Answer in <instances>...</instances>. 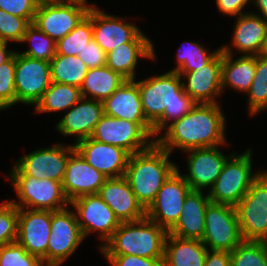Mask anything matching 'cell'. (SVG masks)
Wrapping results in <instances>:
<instances>
[{
	"label": "cell",
	"instance_id": "836d02e7",
	"mask_svg": "<svg viewBox=\"0 0 267 266\" xmlns=\"http://www.w3.org/2000/svg\"><path fill=\"white\" fill-rule=\"evenodd\" d=\"M247 96L248 115L257 116L267 111V57L256 56V72Z\"/></svg>",
	"mask_w": 267,
	"mask_h": 266
},
{
	"label": "cell",
	"instance_id": "f35d334b",
	"mask_svg": "<svg viewBox=\"0 0 267 266\" xmlns=\"http://www.w3.org/2000/svg\"><path fill=\"white\" fill-rule=\"evenodd\" d=\"M18 207L8 199L0 202V247L17 241Z\"/></svg>",
	"mask_w": 267,
	"mask_h": 266
},
{
	"label": "cell",
	"instance_id": "52a82bcc",
	"mask_svg": "<svg viewBox=\"0 0 267 266\" xmlns=\"http://www.w3.org/2000/svg\"><path fill=\"white\" fill-rule=\"evenodd\" d=\"M235 210L242 239L267 242V169L251 183Z\"/></svg>",
	"mask_w": 267,
	"mask_h": 266
},
{
	"label": "cell",
	"instance_id": "8d00e7d4",
	"mask_svg": "<svg viewBox=\"0 0 267 266\" xmlns=\"http://www.w3.org/2000/svg\"><path fill=\"white\" fill-rule=\"evenodd\" d=\"M230 266H267V242L243 240L230 252Z\"/></svg>",
	"mask_w": 267,
	"mask_h": 266
},
{
	"label": "cell",
	"instance_id": "e575fe53",
	"mask_svg": "<svg viewBox=\"0 0 267 266\" xmlns=\"http://www.w3.org/2000/svg\"><path fill=\"white\" fill-rule=\"evenodd\" d=\"M93 40L92 6L87 16L66 36L56 42V54L77 56Z\"/></svg>",
	"mask_w": 267,
	"mask_h": 266
},
{
	"label": "cell",
	"instance_id": "bcb514c9",
	"mask_svg": "<svg viewBox=\"0 0 267 266\" xmlns=\"http://www.w3.org/2000/svg\"><path fill=\"white\" fill-rule=\"evenodd\" d=\"M204 266H230V252L208 249Z\"/></svg>",
	"mask_w": 267,
	"mask_h": 266
},
{
	"label": "cell",
	"instance_id": "7c38bea8",
	"mask_svg": "<svg viewBox=\"0 0 267 266\" xmlns=\"http://www.w3.org/2000/svg\"><path fill=\"white\" fill-rule=\"evenodd\" d=\"M74 210L69 206L51 211V230L47 246V265L62 266L84 241Z\"/></svg>",
	"mask_w": 267,
	"mask_h": 266
},
{
	"label": "cell",
	"instance_id": "30bf717a",
	"mask_svg": "<svg viewBox=\"0 0 267 266\" xmlns=\"http://www.w3.org/2000/svg\"><path fill=\"white\" fill-rule=\"evenodd\" d=\"M74 150L72 143L65 145L55 142L51 146L39 147L19 157L13 165L25 176L62 183L69 156Z\"/></svg>",
	"mask_w": 267,
	"mask_h": 266
},
{
	"label": "cell",
	"instance_id": "277c9868",
	"mask_svg": "<svg viewBox=\"0 0 267 266\" xmlns=\"http://www.w3.org/2000/svg\"><path fill=\"white\" fill-rule=\"evenodd\" d=\"M168 232L151 221L142 219L121 222L112 237L99 249L101 255H135L145 258H164Z\"/></svg>",
	"mask_w": 267,
	"mask_h": 266
},
{
	"label": "cell",
	"instance_id": "9c48e42d",
	"mask_svg": "<svg viewBox=\"0 0 267 266\" xmlns=\"http://www.w3.org/2000/svg\"><path fill=\"white\" fill-rule=\"evenodd\" d=\"M84 239L97 234L100 241L98 249L112 237L121 222L112 209L97 195H83L70 202Z\"/></svg>",
	"mask_w": 267,
	"mask_h": 266
},
{
	"label": "cell",
	"instance_id": "d4e9b609",
	"mask_svg": "<svg viewBox=\"0 0 267 266\" xmlns=\"http://www.w3.org/2000/svg\"><path fill=\"white\" fill-rule=\"evenodd\" d=\"M97 195L112 209L120 222H131L146 216L124 176L107 178Z\"/></svg>",
	"mask_w": 267,
	"mask_h": 266
},
{
	"label": "cell",
	"instance_id": "5b68a950",
	"mask_svg": "<svg viewBox=\"0 0 267 266\" xmlns=\"http://www.w3.org/2000/svg\"><path fill=\"white\" fill-rule=\"evenodd\" d=\"M253 150L234 151L224 163L221 173L208 191L211 202L236 206L263 170H253Z\"/></svg>",
	"mask_w": 267,
	"mask_h": 266
},
{
	"label": "cell",
	"instance_id": "44dd1931",
	"mask_svg": "<svg viewBox=\"0 0 267 266\" xmlns=\"http://www.w3.org/2000/svg\"><path fill=\"white\" fill-rule=\"evenodd\" d=\"M74 146L85 161L106 178L124 176L131 155L125 149L92 138L80 140Z\"/></svg>",
	"mask_w": 267,
	"mask_h": 266
},
{
	"label": "cell",
	"instance_id": "ac0fdd59",
	"mask_svg": "<svg viewBox=\"0 0 267 266\" xmlns=\"http://www.w3.org/2000/svg\"><path fill=\"white\" fill-rule=\"evenodd\" d=\"M51 230V211L18 208L17 242L47 265V246Z\"/></svg>",
	"mask_w": 267,
	"mask_h": 266
},
{
	"label": "cell",
	"instance_id": "c3c4849f",
	"mask_svg": "<svg viewBox=\"0 0 267 266\" xmlns=\"http://www.w3.org/2000/svg\"><path fill=\"white\" fill-rule=\"evenodd\" d=\"M251 4L252 6L256 9V11L254 10H250V12L263 17L265 20H267V0H251Z\"/></svg>",
	"mask_w": 267,
	"mask_h": 266
},
{
	"label": "cell",
	"instance_id": "83f0119b",
	"mask_svg": "<svg viewBox=\"0 0 267 266\" xmlns=\"http://www.w3.org/2000/svg\"><path fill=\"white\" fill-rule=\"evenodd\" d=\"M234 56L222 52V91L247 94L256 72V56Z\"/></svg>",
	"mask_w": 267,
	"mask_h": 266
},
{
	"label": "cell",
	"instance_id": "d590c367",
	"mask_svg": "<svg viewBox=\"0 0 267 266\" xmlns=\"http://www.w3.org/2000/svg\"><path fill=\"white\" fill-rule=\"evenodd\" d=\"M23 44L30 46L26 50H21V54L26 55L33 59L50 62L56 55V41L42 32L35 24L31 23L24 34L22 41Z\"/></svg>",
	"mask_w": 267,
	"mask_h": 266
},
{
	"label": "cell",
	"instance_id": "ee69618b",
	"mask_svg": "<svg viewBox=\"0 0 267 266\" xmlns=\"http://www.w3.org/2000/svg\"><path fill=\"white\" fill-rule=\"evenodd\" d=\"M78 57L86 64L88 69L106 65V52L93 39L79 52Z\"/></svg>",
	"mask_w": 267,
	"mask_h": 266
},
{
	"label": "cell",
	"instance_id": "ab89813d",
	"mask_svg": "<svg viewBox=\"0 0 267 266\" xmlns=\"http://www.w3.org/2000/svg\"><path fill=\"white\" fill-rule=\"evenodd\" d=\"M0 266H44L42 260L26 251L17 241L0 247Z\"/></svg>",
	"mask_w": 267,
	"mask_h": 266
},
{
	"label": "cell",
	"instance_id": "7402d4cb",
	"mask_svg": "<svg viewBox=\"0 0 267 266\" xmlns=\"http://www.w3.org/2000/svg\"><path fill=\"white\" fill-rule=\"evenodd\" d=\"M66 113V114H65ZM55 124L54 130L64 137H73L72 144L90 138L103 113L100 101L81 98Z\"/></svg>",
	"mask_w": 267,
	"mask_h": 266
},
{
	"label": "cell",
	"instance_id": "2e32d148",
	"mask_svg": "<svg viewBox=\"0 0 267 266\" xmlns=\"http://www.w3.org/2000/svg\"><path fill=\"white\" fill-rule=\"evenodd\" d=\"M222 146L228 147V144L195 148L183 152L184 155H188L185 158L187 172L184 171L183 173L179 166H177V170L184 177L191 190L204 192L206 190L208 192L212 188L227 158L234 152L223 153Z\"/></svg>",
	"mask_w": 267,
	"mask_h": 266
},
{
	"label": "cell",
	"instance_id": "d6a6232c",
	"mask_svg": "<svg viewBox=\"0 0 267 266\" xmlns=\"http://www.w3.org/2000/svg\"><path fill=\"white\" fill-rule=\"evenodd\" d=\"M175 58L176 66L169 71L190 72L197 70L209 63L220 51L221 46L210 51L205 45L195 41H184L178 46Z\"/></svg>",
	"mask_w": 267,
	"mask_h": 266
},
{
	"label": "cell",
	"instance_id": "e0dca14e",
	"mask_svg": "<svg viewBox=\"0 0 267 266\" xmlns=\"http://www.w3.org/2000/svg\"><path fill=\"white\" fill-rule=\"evenodd\" d=\"M190 191V186L176 170L163 183L154 201L146 209V216L168 232L179 219L185 197Z\"/></svg>",
	"mask_w": 267,
	"mask_h": 266
},
{
	"label": "cell",
	"instance_id": "4fadbf2b",
	"mask_svg": "<svg viewBox=\"0 0 267 266\" xmlns=\"http://www.w3.org/2000/svg\"><path fill=\"white\" fill-rule=\"evenodd\" d=\"M202 243L209 250L231 252L243 239L234 206L210 202L205 212Z\"/></svg>",
	"mask_w": 267,
	"mask_h": 266
},
{
	"label": "cell",
	"instance_id": "8992f818",
	"mask_svg": "<svg viewBox=\"0 0 267 266\" xmlns=\"http://www.w3.org/2000/svg\"><path fill=\"white\" fill-rule=\"evenodd\" d=\"M8 173L7 180L17 196L9 201L18 208L59 211L70 206L61 182L25 176L13 164Z\"/></svg>",
	"mask_w": 267,
	"mask_h": 266
},
{
	"label": "cell",
	"instance_id": "4316f807",
	"mask_svg": "<svg viewBox=\"0 0 267 266\" xmlns=\"http://www.w3.org/2000/svg\"><path fill=\"white\" fill-rule=\"evenodd\" d=\"M154 42H127L106 54V65L126 80L137 79L136 67L140 58L158 60Z\"/></svg>",
	"mask_w": 267,
	"mask_h": 266
},
{
	"label": "cell",
	"instance_id": "74e56055",
	"mask_svg": "<svg viewBox=\"0 0 267 266\" xmlns=\"http://www.w3.org/2000/svg\"><path fill=\"white\" fill-rule=\"evenodd\" d=\"M15 53L0 66V112L15 107Z\"/></svg>",
	"mask_w": 267,
	"mask_h": 266
},
{
	"label": "cell",
	"instance_id": "b9f144b4",
	"mask_svg": "<svg viewBox=\"0 0 267 266\" xmlns=\"http://www.w3.org/2000/svg\"><path fill=\"white\" fill-rule=\"evenodd\" d=\"M41 0H0V9L33 23Z\"/></svg>",
	"mask_w": 267,
	"mask_h": 266
},
{
	"label": "cell",
	"instance_id": "f1b7e54d",
	"mask_svg": "<svg viewBox=\"0 0 267 266\" xmlns=\"http://www.w3.org/2000/svg\"><path fill=\"white\" fill-rule=\"evenodd\" d=\"M208 248L199 239H182L167 234L164 266H204Z\"/></svg>",
	"mask_w": 267,
	"mask_h": 266
},
{
	"label": "cell",
	"instance_id": "603a6c76",
	"mask_svg": "<svg viewBox=\"0 0 267 266\" xmlns=\"http://www.w3.org/2000/svg\"><path fill=\"white\" fill-rule=\"evenodd\" d=\"M102 104L104 114L139 123L154 138L153 126L143 112L136 79L123 82Z\"/></svg>",
	"mask_w": 267,
	"mask_h": 266
},
{
	"label": "cell",
	"instance_id": "7bdbcfd3",
	"mask_svg": "<svg viewBox=\"0 0 267 266\" xmlns=\"http://www.w3.org/2000/svg\"><path fill=\"white\" fill-rule=\"evenodd\" d=\"M110 266H164L163 258H145L135 255H102Z\"/></svg>",
	"mask_w": 267,
	"mask_h": 266
},
{
	"label": "cell",
	"instance_id": "484cf974",
	"mask_svg": "<svg viewBox=\"0 0 267 266\" xmlns=\"http://www.w3.org/2000/svg\"><path fill=\"white\" fill-rule=\"evenodd\" d=\"M210 202L208 192L191 190L185 197L179 219L168 233L182 239L202 240L205 231V212Z\"/></svg>",
	"mask_w": 267,
	"mask_h": 266
},
{
	"label": "cell",
	"instance_id": "1f68e13d",
	"mask_svg": "<svg viewBox=\"0 0 267 266\" xmlns=\"http://www.w3.org/2000/svg\"><path fill=\"white\" fill-rule=\"evenodd\" d=\"M51 80L55 83L81 87L88 67L77 56L56 54L50 61Z\"/></svg>",
	"mask_w": 267,
	"mask_h": 266
},
{
	"label": "cell",
	"instance_id": "ba28073f",
	"mask_svg": "<svg viewBox=\"0 0 267 266\" xmlns=\"http://www.w3.org/2000/svg\"><path fill=\"white\" fill-rule=\"evenodd\" d=\"M41 0L33 24L54 41L70 33L87 16L94 2Z\"/></svg>",
	"mask_w": 267,
	"mask_h": 266
},
{
	"label": "cell",
	"instance_id": "60d3db41",
	"mask_svg": "<svg viewBox=\"0 0 267 266\" xmlns=\"http://www.w3.org/2000/svg\"><path fill=\"white\" fill-rule=\"evenodd\" d=\"M31 23L0 9V40L19 45Z\"/></svg>",
	"mask_w": 267,
	"mask_h": 266
},
{
	"label": "cell",
	"instance_id": "4dcf8cb0",
	"mask_svg": "<svg viewBox=\"0 0 267 266\" xmlns=\"http://www.w3.org/2000/svg\"><path fill=\"white\" fill-rule=\"evenodd\" d=\"M82 98L81 89L74 85L52 82L43 94L41 100L35 105L34 113L45 114L68 111Z\"/></svg>",
	"mask_w": 267,
	"mask_h": 266
},
{
	"label": "cell",
	"instance_id": "7a4b0ae2",
	"mask_svg": "<svg viewBox=\"0 0 267 266\" xmlns=\"http://www.w3.org/2000/svg\"><path fill=\"white\" fill-rule=\"evenodd\" d=\"M146 120L153 126L154 139L171 123L186 115L196 104L184 91L175 71L153 74L137 80Z\"/></svg>",
	"mask_w": 267,
	"mask_h": 266
},
{
	"label": "cell",
	"instance_id": "681fc988",
	"mask_svg": "<svg viewBox=\"0 0 267 266\" xmlns=\"http://www.w3.org/2000/svg\"><path fill=\"white\" fill-rule=\"evenodd\" d=\"M261 55L267 57V36H266L265 45H264Z\"/></svg>",
	"mask_w": 267,
	"mask_h": 266
},
{
	"label": "cell",
	"instance_id": "cb8c5ba5",
	"mask_svg": "<svg viewBox=\"0 0 267 266\" xmlns=\"http://www.w3.org/2000/svg\"><path fill=\"white\" fill-rule=\"evenodd\" d=\"M106 179L75 149L69 156L62 187L67 199L71 202L83 195L97 194Z\"/></svg>",
	"mask_w": 267,
	"mask_h": 266
},
{
	"label": "cell",
	"instance_id": "f546056e",
	"mask_svg": "<svg viewBox=\"0 0 267 266\" xmlns=\"http://www.w3.org/2000/svg\"><path fill=\"white\" fill-rule=\"evenodd\" d=\"M125 81L124 77L107 65L88 69L80 87L82 97L103 102Z\"/></svg>",
	"mask_w": 267,
	"mask_h": 266
},
{
	"label": "cell",
	"instance_id": "f6af8a7d",
	"mask_svg": "<svg viewBox=\"0 0 267 266\" xmlns=\"http://www.w3.org/2000/svg\"><path fill=\"white\" fill-rule=\"evenodd\" d=\"M215 4L220 15L222 13V15L227 17H237L250 12L245 10L246 7L247 9L250 8L248 6L251 5V0H216Z\"/></svg>",
	"mask_w": 267,
	"mask_h": 266
},
{
	"label": "cell",
	"instance_id": "5bb4252c",
	"mask_svg": "<svg viewBox=\"0 0 267 266\" xmlns=\"http://www.w3.org/2000/svg\"><path fill=\"white\" fill-rule=\"evenodd\" d=\"M90 138L121 147L131 155L149 149L156 140L136 122L103 114Z\"/></svg>",
	"mask_w": 267,
	"mask_h": 266
},
{
	"label": "cell",
	"instance_id": "7dc6e473",
	"mask_svg": "<svg viewBox=\"0 0 267 266\" xmlns=\"http://www.w3.org/2000/svg\"><path fill=\"white\" fill-rule=\"evenodd\" d=\"M10 43L0 40V66L8 61L15 53V50L9 48Z\"/></svg>",
	"mask_w": 267,
	"mask_h": 266
},
{
	"label": "cell",
	"instance_id": "3957f363",
	"mask_svg": "<svg viewBox=\"0 0 267 266\" xmlns=\"http://www.w3.org/2000/svg\"><path fill=\"white\" fill-rule=\"evenodd\" d=\"M172 155L156 142L147 150L130 155L124 177L137 201L146 210L163 183L177 170Z\"/></svg>",
	"mask_w": 267,
	"mask_h": 266
},
{
	"label": "cell",
	"instance_id": "d6986e66",
	"mask_svg": "<svg viewBox=\"0 0 267 266\" xmlns=\"http://www.w3.org/2000/svg\"><path fill=\"white\" fill-rule=\"evenodd\" d=\"M235 19L230 44H222L221 51L230 55H261L267 36V20L252 12Z\"/></svg>",
	"mask_w": 267,
	"mask_h": 266
},
{
	"label": "cell",
	"instance_id": "8fae6325",
	"mask_svg": "<svg viewBox=\"0 0 267 266\" xmlns=\"http://www.w3.org/2000/svg\"><path fill=\"white\" fill-rule=\"evenodd\" d=\"M103 10L96 2L92 4L93 39L106 54L127 42H153L139 25L128 22L127 16L108 14Z\"/></svg>",
	"mask_w": 267,
	"mask_h": 266
},
{
	"label": "cell",
	"instance_id": "6da1fadb",
	"mask_svg": "<svg viewBox=\"0 0 267 266\" xmlns=\"http://www.w3.org/2000/svg\"><path fill=\"white\" fill-rule=\"evenodd\" d=\"M223 112L220 103H196L186 115L171 123L156 138V143L171 155L175 149L183 153L229 144Z\"/></svg>",
	"mask_w": 267,
	"mask_h": 266
},
{
	"label": "cell",
	"instance_id": "ffe728a7",
	"mask_svg": "<svg viewBox=\"0 0 267 266\" xmlns=\"http://www.w3.org/2000/svg\"><path fill=\"white\" fill-rule=\"evenodd\" d=\"M177 73L182 78L184 91L195 103H220L218 99L223 93L222 51L197 70Z\"/></svg>",
	"mask_w": 267,
	"mask_h": 266
},
{
	"label": "cell",
	"instance_id": "9a60e30c",
	"mask_svg": "<svg viewBox=\"0 0 267 266\" xmlns=\"http://www.w3.org/2000/svg\"><path fill=\"white\" fill-rule=\"evenodd\" d=\"M51 83L50 62L15 51L16 105L21 103L34 108Z\"/></svg>",
	"mask_w": 267,
	"mask_h": 266
},
{
	"label": "cell",
	"instance_id": "f907efd6",
	"mask_svg": "<svg viewBox=\"0 0 267 266\" xmlns=\"http://www.w3.org/2000/svg\"><path fill=\"white\" fill-rule=\"evenodd\" d=\"M65 1H88V0H65Z\"/></svg>",
	"mask_w": 267,
	"mask_h": 266
}]
</instances>
